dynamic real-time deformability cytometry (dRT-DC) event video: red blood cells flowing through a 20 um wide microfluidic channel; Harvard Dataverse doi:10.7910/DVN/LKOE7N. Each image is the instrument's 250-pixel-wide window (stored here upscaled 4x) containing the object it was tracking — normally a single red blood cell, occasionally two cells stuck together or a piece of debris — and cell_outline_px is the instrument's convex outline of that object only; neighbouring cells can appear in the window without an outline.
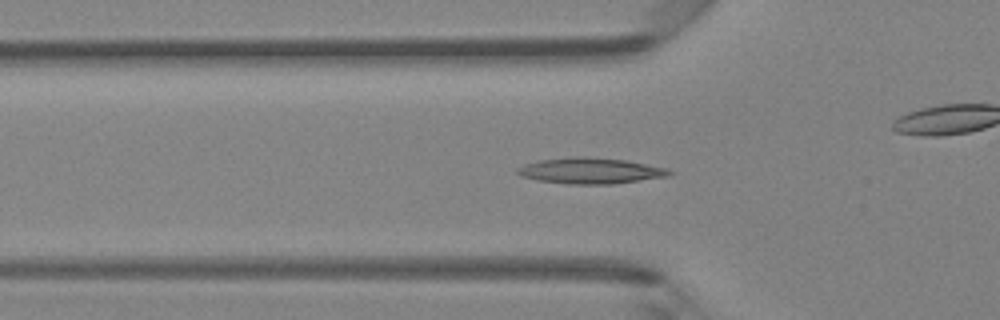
{"species": "Egyptian fruit bat (a non-hibernating species)", "species_latin": "Rousettus aegyptiacus", "temperature_condition": "room temperature", "stored_images_in_passage": 47, "camera_frame_rate_fps": 3000, "um_per_image_px": 0.085, "animal": {"sex": "female"}, "frame": {"image": 1, "passage_image": 15, "time_ms": 4.667, "image_size_px": [1000, 320], "cell_outline_px": [[676, 172], [668, 176], [612, 184], [568, 184], [536, 180], [520, 176], [516, 172], [516, 168], [524, 164], [540, 160], [572, 156], [584, 156], [628, 160], [668, 168]], "centroid_in_image_um": [50.19, 14.51], "position_along_channel_um": 75.6, "area_um2": 23.24}}
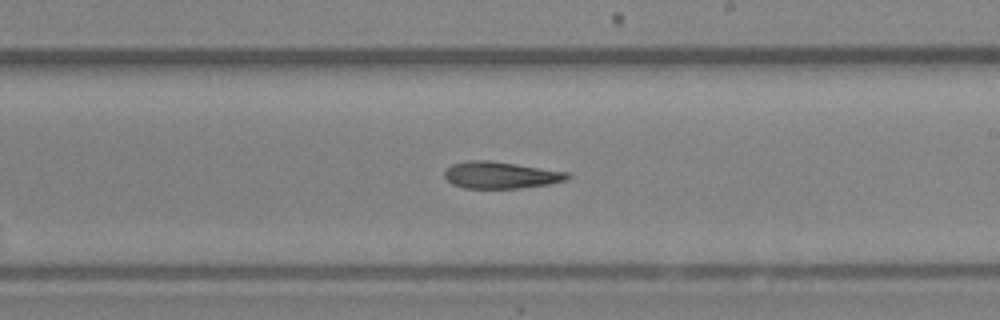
{"frame": {"image": 2, "passage_image": 27, "time_ms": 8.667, "image_size_px": [1000, 320], "cell_outline_px": [[572, 176], [568, 180], [548, 184], [520, 188], [464, 188], [452, 184], [444, 176], [444, 172], [452, 164], [468, 160], [488, 160], [568, 172]], "centroid_in_image_um": [42.56, 14.88], "position_along_channel_um": 246.4, "area_um2": 19.13}}
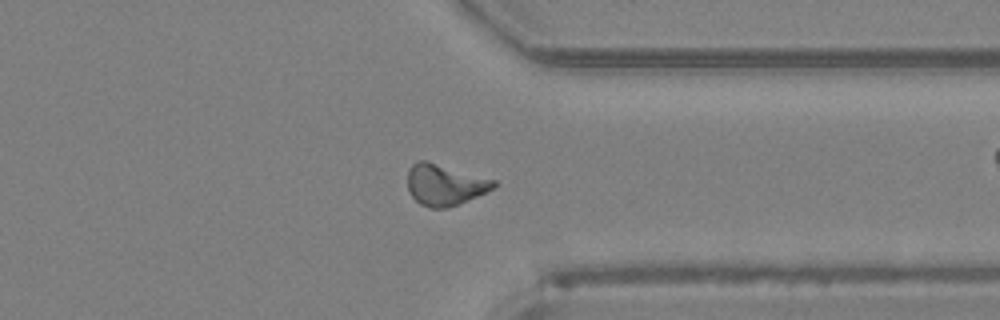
{"frame": {"image": 3, "passage_image": 36, "time_ms": 11.667, "image_size_px": [1000, 320], "cell_outline_px": [[496, 184], [492, 188], [468, 200], [448, 208], [428, 208], [420, 204], [408, 192], [408, 172], [412, 164], [416, 160], [428, 160], [496, 180]], "centroid_in_image_um": [37.76, 15.69], "position_along_channel_um": 373.6, "area_um2": 20.69}, "authors_computed_cell_mechanics": {"area_um2": 19.8832, "velocity_mm_per_s": 4.2849, "shape_relaxation_time_tau1_ms": null, "shape_relaxation_time_tau2_ms": 5.8368, "deformation_change_tau1": null, "deformation_change_tau2": 0.1702}}